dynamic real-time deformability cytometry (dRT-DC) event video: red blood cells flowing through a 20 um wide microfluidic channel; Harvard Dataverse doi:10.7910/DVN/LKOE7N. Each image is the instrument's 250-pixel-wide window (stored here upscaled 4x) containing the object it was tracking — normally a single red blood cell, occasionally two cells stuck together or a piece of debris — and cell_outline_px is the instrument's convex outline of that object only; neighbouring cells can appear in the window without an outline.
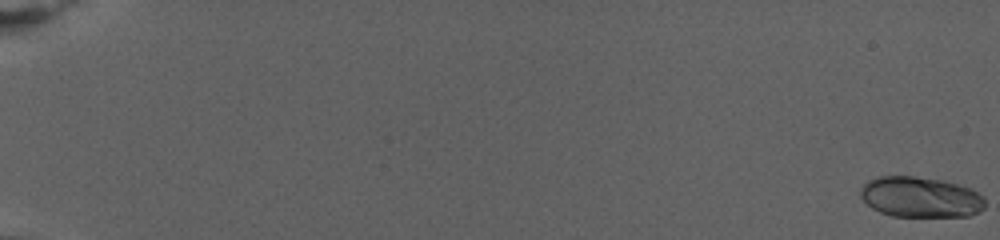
{"species": "human", "species_latin": "Homo sapiens", "temperature_condition": "warm", "stored_images_in_passage": 53, "camera_frame_rate_fps": 3000, "um_per_image_px": 0.085, "donor": {"sex": "female"}, "frame": {"image": 1, "passage_image": 1, "time_ms": 0.0, "image_size_px": [1000, 240], "cell_outline_px": [[984, 208], [968, 216], [892, 216], [880, 212], [872, 208], [860, 196], [860, 188], [868, 180], [876, 176], [912, 176], [944, 180], [972, 188], [984, 196]], "centroid_in_image_um": [78.23, 16.74], "position_along_channel_um": 6.8, "area_um2": 29.59}}
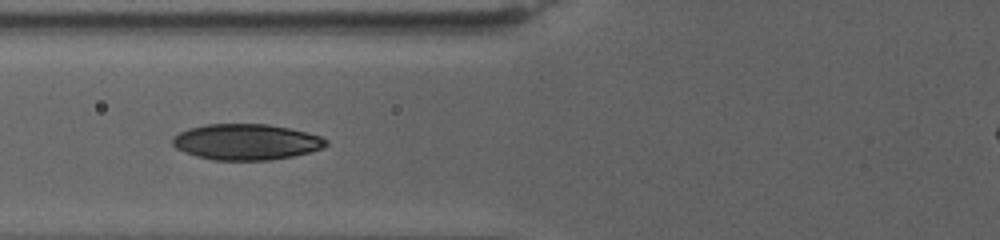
{"frame": {"image": 2, "passage_image": 36, "time_ms": 11.667, "image_size_px": [1000, 240], "cell_outline_px": [[328, 144], [324, 148], [312, 152], [292, 156], [268, 160], [212, 160], [196, 156], [184, 152], [176, 148], [172, 144], [172, 136], [188, 128], [204, 124], [268, 124], [288, 128], [320, 136], [328, 140]], "centroid_in_image_um": [20.91, 12.06], "position_along_channel_um": 104.9, "area_um2": 32.25}}
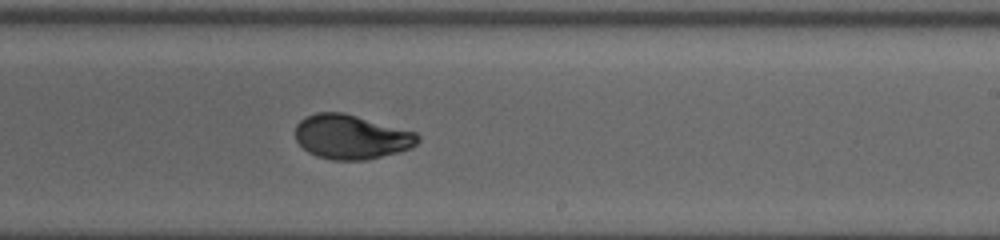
{"frame": {"image": 3, "passage_image": 53, "time_ms": 17.333, "image_size_px": [1000, 240], "cell_outline_px": [[420, 140], [412, 148], [400, 152], [364, 160], [332, 160], [316, 156], [308, 152], [296, 140], [296, 124], [304, 116], [316, 112], [344, 112], [416, 132], [420, 136]], "centroid_in_image_um": [29.86, 11.63], "position_along_channel_um": 259.1, "area_um2": 31.91}}